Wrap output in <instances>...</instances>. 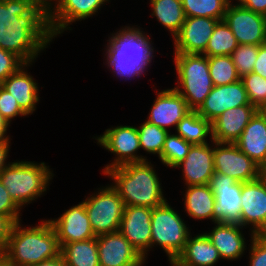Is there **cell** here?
Wrapping results in <instances>:
<instances>
[{
	"instance_id": "obj_1",
	"label": "cell",
	"mask_w": 266,
	"mask_h": 266,
	"mask_svg": "<svg viewBox=\"0 0 266 266\" xmlns=\"http://www.w3.org/2000/svg\"><path fill=\"white\" fill-rule=\"evenodd\" d=\"M50 4L35 0H0V48L31 64L54 38L49 26Z\"/></svg>"
},
{
	"instance_id": "obj_2",
	"label": "cell",
	"mask_w": 266,
	"mask_h": 266,
	"mask_svg": "<svg viewBox=\"0 0 266 266\" xmlns=\"http://www.w3.org/2000/svg\"><path fill=\"white\" fill-rule=\"evenodd\" d=\"M104 174L112 178V186L125 206H146L153 209L167 201L158 175L148 160L113 167Z\"/></svg>"
},
{
	"instance_id": "obj_3",
	"label": "cell",
	"mask_w": 266,
	"mask_h": 266,
	"mask_svg": "<svg viewBox=\"0 0 266 266\" xmlns=\"http://www.w3.org/2000/svg\"><path fill=\"white\" fill-rule=\"evenodd\" d=\"M35 227L21 228L17 221L8 238L3 255L14 266H32L61 255V247L49 220Z\"/></svg>"
},
{
	"instance_id": "obj_4",
	"label": "cell",
	"mask_w": 266,
	"mask_h": 266,
	"mask_svg": "<svg viewBox=\"0 0 266 266\" xmlns=\"http://www.w3.org/2000/svg\"><path fill=\"white\" fill-rule=\"evenodd\" d=\"M142 29L126 26L111 34L106 64L123 79L139 77L152 62L154 47Z\"/></svg>"
},
{
	"instance_id": "obj_5",
	"label": "cell",
	"mask_w": 266,
	"mask_h": 266,
	"mask_svg": "<svg viewBox=\"0 0 266 266\" xmlns=\"http://www.w3.org/2000/svg\"><path fill=\"white\" fill-rule=\"evenodd\" d=\"M53 175L44 162H8L0 173V181L21 208L46 192Z\"/></svg>"
},
{
	"instance_id": "obj_6",
	"label": "cell",
	"mask_w": 266,
	"mask_h": 266,
	"mask_svg": "<svg viewBox=\"0 0 266 266\" xmlns=\"http://www.w3.org/2000/svg\"><path fill=\"white\" fill-rule=\"evenodd\" d=\"M174 56L179 84L174 89L184 98L190 110L197 111L214 87L208 57L187 53H174Z\"/></svg>"
},
{
	"instance_id": "obj_7",
	"label": "cell",
	"mask_w": 266,
	"mask_h": 266,
	"mask_svg": "<svg viewBox=\"0 0 266 266\" xmlns=\"http://www.w3.org/2000/svg\"><path fill=\"white\" fill-rule=\"evenodd\" d=\"M189 236L184 220L167 201L152 209L151 249L154 244L161 246L170 263L182 252Z\"/></svg>"
},
{
	"instance_id": "obj_8",
	"label": "cell",
	"mask_w": 266,
	"mask_h": 266,
	"mask_svg": "<svg viewBox=\"0 0 266 266\" xmlns=\"http://www.w3.org/2000/svg\"><path fill=\"white\" fill-rule=\"evenodd\" d=\"M83 202L95 236L119 231L125 204L112 185Z\"/></svg>"
},
{
	"instance_id": "obj_9",
	"label": "cell",
	"mask_w": 266,
	"mask_h": 266,
	"mask_svg": "<svg viewBox=\"0 0 266 266\" xmlns=\"http://www.w3.org/2000/svg\"><path fill=\"white\" fill-rule=\"evenodd\" d=\"M95 139L104 149L116 155L114 161L104 167L103 173L113 167L148 160L142 155H137V151L140 149L137 127L122 125L112 127Z\"/></svg>"
},
{
	"instance_id": "obj_10",
	"label": "cell",
	"mask_w": 266,
	"mask_h": 266,
	"mask_svg": "<svg viewBox=\"0 0 266 266\" xmlns=\"http://www.w3.org/2000/svg\"><path fill=\"white\" fill-rule=\"evenodd\" d=\"M209 186L215 196L213 222L239 224L242 182L214 172Z\"/></svg>"
},
{
	"instance_id": "obj_11",
	"label": "cell",
	"mask_w": 266,
	"mask_h": 266,
	"mask_svg": "<svg viewBox=\"0 0 266 266\" xmlns=\"http://www.w3.org/2000/svg\"><path fill=\"white\" fill-rule=\"evenodd\" d=\"M223 20L233 32L239 45H263L266 43V20L263 14L228 4Z\"/></svg>"
},
{
	"instance_id": "obj_12",
	"label": "cell",
	"mask_w": 266,
	"mask_h": 266,
	"mask_svg": "<svg viewBox=\"0 0 266 266\" xmlns=\"http://www.w3.org/2000/svg\"><path fill=\"white\" fill-rule=\"evenodd\" d=\"M211 142L215 144L213 145L215 172L242 183L258 179V165L235 143Z\"/></svg>"
},
{
	"instance_id": "obj_13",
	"label": "cell",
	"mask_w": 266,
	"mask_h": 266,
	"mask_svg": "<svg viewBox=\"0 0 266 266\" xmlns=\"http://www.w3.org/2000/svg\"><path fill=\"white\" fill-rule=\"evenodd\" d=\"M55 0H50V2ZM58 1V2H57ZM108 0H56L54 7L53 2L48 7L49 26L55 37L66 29L68 25L75 21L85 20L87 17L95 15L103 4Z\"/></svg>"
},
{
	"instance_id": "obj_14",
	"label": "cell",
	"mask_w": 266,
	"mask_h": 266,
	"mask_svg": "<svg viewBox=\"0 0 266 266\" xmlns=\"http://www.w3.org/2000/svg\"><path fill=\"white\" fill-rule=\"evenodd\" d=\"M239 224L251 225L255 235L266 234V186L256 179L242 183Z\"/></svg>"
},
{
	"instance_id": "obj_15",
	"label": "cell",
	"mask_w": 266,
	"mask_h": 266,
	"mask_svg": "<svg viewBox=\"0 0 266 266\" xmlns=\"http://www.w3.org/2000/svg\"><path fill=\"white\" fill-rule=\"evenodd\" d=\"M151 216L152 208L150 207L125 206L119 227V232L145 260L151 248Z\"/></svg>"
},
{
	"instance_id": "obj_16",
	"label": "cell",
	"mask_w": 266,
	"mask_h": 266,
	"mask_svg": "<svg viewBox=\"0 0 266 266\" xmlns=\"http://www.w3.org/2000/svg\"><path fill=\"white\" fill-rule=\"evenodd\" d=\"M96 237L100 266H136L144 264L145 258L119 231Z\"/></svg>"
},
{
	"instance_id": "obj_17",
	"label": "cell",
	"mask_w": 266,
	"mask_h": 266,
	"mask_svg": "<svg viewBox=\"0 0 266 266\" xmlns=\"http://www.w3.org/2000/svg\"><path fill=\"white\" fill-rule=\"evenodd\" d=\"M219 20L210 17H186L174 39V53L203 54Z\"/></svg>"
},
{
	"instance_id": "obj_18",
	"label": "cell",
	"mask_w": 266,
	"mask_h": 266,
	"mask_svg": "<svg viewBox=\"0 0 266 266\" xmlns=\"http://www.w3.org/2000/svg\"><path fill=\"white\" fill-rule=\"evenodd\" d=\"M249 103L245 87L240 79L231 84L214 86L197 112L212 123L226 110Z\"/></svg>"
},
{
	"instance_id": "obj_19",
	"label": "cell",
	"mask_w": 266,
	"mask_h": 266,
	"mask_svg": "<svg viewBox=\"0 0 266 266\" xmlns=\"http://www.w3.org/2000/svg\"><path fill=\"white\" fill-rule=\"evenodd\" d=\"M49 222L55 230L60 247L96 237L83 201L66 210L58 219H51Z\"/></svg>"
},
{
	"instance_id": "obj_20",
	"label": "cell",
	"mask_w": 266,
	"mask_h": 266,
	"mask_svg": "<svg viewBox=\"0 0 266 266\" xmlns=\"http://www.w3.org/2000/svg\"><path fill=\"white\" fill-rule=\"evenodd\" d=\"M157 97L146 121L164 130L177 126L181 119L191 110L184 98L174 89L156 92Z\"/></svg>"
},
{
	"instance_id": "obj_21",
	"label": "cell",
	"mask_w": 266,
	"mask_h": 266,
	"mask_svg": "<svg viewBox=\"0 0 266 266\" xmlns=\"http://www.w3.org/2000/svg\"><path fill=\"white\" fill-rule=\"evenodd\" d=\"M209 145H192L185 159L175 167L182 169L186 186L209 184L215 172L214 148Z\"/></svg>"
},
{
	"instance_id": "obj_22",
	"label": "cell",
	"mask_w": 266,
	"mask_h": 266,
	"mask_svg": "<svg viewBox=\"0 0 266 266\" xmlns=\"http://www.w3.org/2000/svg\"><path fill=\"white\" fill-rule=\"evenodd\" d=\"M257 111L250 103L226 110L211 123V140L235 143Z\"/></svg>"
},
{
	"instance_id": "obj_23",
	"label": "cell",
	"mask_w": 266,
	"mask_h": 266,
	"mask_svg": "<svg viewBox=\"0 0 266 266\" xmlns=\"http://www.w3.org/2000/svg\"><path fill=\"white\" fill-rule=\"evenodd\" d=\"M209 233H205L219 251L221 259L236 260L242 257L246 250L245 238L240 229L243 227L235 223L216 222Z\"/></svg>"
},
{
	"instance_id": "obj_24",
	"label": "cell",
	"mask_w": 266,
	"mask_h": 266,
	"mask_svg": "<svg viewBox=\"0 0 266 266\" xmlns=\"http://www.w3.org/2000/svg\"><path fill=\"white\" fill-rule=\"evenodd\" d=\"M30 64H23L15 73L11 74L0 85L16 99L20 108L31 115L39 102V87L33 77L27 73L26 67Z\"/></svg>"
},
{
	"instance_id": "obj_25",
	"label": "cell",
	"mask_w": 266,
	"mask_h": 266,
	"mask_svg": "<svg viewBox=\"0 0 266 266\" xmlns=\"http://www.w3.org/2000/svg\"><path fill=\"white\" fill-rule=\"evenodd\" d=\"M235 144L257 165L266 160V117L261 110L255 113Z\"/></svg>"
},
{
	"instance_id": "obj_26",
	"label": "cell",
	"mask_w": 266,
	"mask_h": 266,
	"mask_svg": "<svg viewBox=\"0 0 266 266\" xmlns=\"http://www.w3.org/2000/svg\"><path fill=\"white\" fill-rule=\"evenodd\" d=\"M221 259L219 251L205 233L188 237L182 252L171 266H213Z\"/></svg>"
},
{
	"instance_id": "obj_27",
	"label": "cell",
	"mask_w": 266,
	"mask_h": 266,
	"mask_svg": "<svg viewBox=\"0 0 266 266\" xmlns=\"http://www.w3.org/2000/svg\"><path fill=\"white\" fill-rule=\"evenodd\" d=\"M184 209L188 216L195 219L213 221L215 196L209 184L186 186Z\"/></svg>"
},
{
	"instance_id": "obj_28",
	"label": "cell",
	"mask_w": 266,
	"mask_h": 266,
	"mask_svg": "<svg viewBox=\"0 0 266 266\" xmlns=\"http://www.w3.org/2000/svg\"><path fill=\"white\" fill-rule=\"evenodd\" d=\"M61 255L65 266H100L97 237L64 244Z\"/></svg>"
},
{
	"instance_id": "obj_29",
	"label": "cell",
	"mask_w": 266,
	"mask_h": 266,
	"mask_svg": "<svg viewBox=\"0 0 266 266\" xmlns=\"http://www.w3.org/2000/svg\"><path fill=\"white\" fill-rule=\"evenodd\" d=\"M150 5L153 9L151 16H156L160 24L168 29L174 38L186 19L181 0H150Z\"/></svg>"
},
{
	"instance_id": "obj_30",
	"label": "cell",
	"mask_w": 266,
	"mask_h": 266,
	"mask_svg": "<svg viewBox=\"0 0 266 266\" xmlns=\"http://www.w3.org/2000/svg\"><path fill=\"white\" fill-rule=\"evenodd\" d=\"M177 135L192 145L208 143L206 137H211V123L200 116L197 111L191 110L176 126Z\"/></svg>"
},
{
	"instance_id": "obj_31",
	"label": "cell",
	"mask_w": 266,
	"mask_h": 266,
	"mask_svg": "<svg viewBox=\"0 0 266 266\" xmlns=\"http://www.w3.org/2000/svg\"><path fill=\"white\" fill-rule=\"evenodd\" d=\"M239 46L233 32L224 20L218 21L212 36L209 39L207 48L203 53L207 57L228 55Z\"/></svg>"
},
{
	"instance_id": "obj_32",
	"label": "cell",
	"mask_w": 266,
	"mask_h": 266,
	"mask_svg": "<svg viewBox=\"0 0 266 266\" xmlns=\"http://www.w3.org/2000/svg\"><path fill=\"white\" fill-rule=\"evenodd\" d=\"M231 0H181L186 17H210L223 20Z\"/></svg>"
},
{
	"instance_id": "obj_33",
	"label": "cell",
	"mask_w": 266,
	"mask_h": 266,
	"mask_svg": "<svg viewBox=\"0 0 266 266\" xmlns=\"http://www.w3.org/2000/svg\"><path fill=\"white\" fill-rule=\"evenodd\" d=\"M209 74L214 86H222L240 80L233 59L228 55L208 57Z\"/></svg>"
},
{
	"instance_id": "obj_34",
	"label": "cell",
	"mask_w": 266,
	"mask_h": 266,
	"mask_svg": "<svg viewBox=\"0 0 266 266\" xmlns=\"http://www.w3.org/2000/svg\"><path fill=\"white\" fill-rule=\"evenodd\" d=\"M169 132V130H164L145 121L138 128L140 149L142 148L149 154H158V157H160Z\"/></svg>"
},
{
	"instance_id": "obj_35",
	"label": "cell",
	"mask_w": 266,
	"mask_h": 266,
	"mask_svg": "<svg viewBox=\"0 0 266 266\" xmlns=\"http://www.w3.org/2000/svg\"><path fill=\"white\" fill-rule=\"evenodd\" d=\"M192 144L175 134H168L165 139L162 153L159 157L167 167L175 168L188 155Z\"/></svg>"
},
{
	"instance_id": "obj_36",
	"label": "cell",
	"mask_w": 266,
	"mask_h": 266,
	"mask_svg": "<svg viewBox=\"0 0 266 266\" xmlns=\"http://www.w3.org/2000/svg\"><path fill=\"white\" fill-rule=\"evenodd\" d=\"M250 104L261 110L266 106V78L251 72L240 78Z\"/></svg>"
},
{
	"instance_id": "obj_37",
	"label": "cell",
	"mask_w": 266,
	"mask_h": 266,
	"mask_svg": "<svg viewBox=\"0 0 266 266\" xmlns=\"http://www.w3.org/2000/svg\"><path fill=\"white\" fill-rule=\"evenodd\" d=\"M258 50L259 46L257 45L243 44L233 51L231 57L240 78L253 72Z\"/></svg>"
},
{
	"instance_id": "obj_38",
	"label": "cell",
	"mask_w": 266,
	"mask_h": 266,
	"mask_svg": "<svg viewBox=\"0 0 266 266\" xmlns=\"http://www.w3.org/2000/svg\"><path fill=\"white\" fill-rule=\"evenodd\" d=\"M0 114L10 124L14 117L27 116L20 108L15 98L0 85Z\"/></svg>"
},
{
	"instance_id": "obj_39",
	"label": "cell",
	"mask_w": 266,
	"mask_h": 266,
	"mask_svg": "<svg viewBox=\"0 0 266 266\" xmlns=\"http://www.w3.org/2000/svg\"><path fill=\"white\" fill-rule=\"evenodd\" d=\"M250 266H266V234L251 233Z\"/></svg>"
},
{
	"instance_id": "obj_40",
	"label": "cell",
	"mask_w": 266,
	"mask_h": 266,
	"mask_svg": "<svg viewBox=\"0 0 266 266\" xmlns=\"http://www.w3.org/2000/svg\"><path fill=\"white\" fill-rule=\"evenodd\" d=\"M25 64L14 53L0 48V84Z\"/></svg>"
},
{
	"instance_id": "obj_41",
	"label": "cell",
	"mask_w": 266,
	"mask_h": 266,
	"mask_svg": "<svg viewBox=\"0 0 266 266\" xmlns=\"http://www.w3.org/2000/svg\"><path fill=\"white\" fill-rule=\"evenodd\" d=\"M21 208L13 201L0 181V216L8 217L13 223L20 221Z\"/></svg>"
},
{
	"instance_id": "obj_42",
	"label": "cell",
	"mask_w": 266,
	"mask_h": 266,
	"mask_svg": "<svg viewBox=\"0 0 266 266\" xmlns=\"http://www.w3.org/2000/svg\"><path fill=\"white\" fill-rule=\"evenodd\" d=\"M13 222L5 216H0V254H3L10 236Z\"/></svg>"
},
{
	"instance_id": "obj_43",
	"label": "cell",
	"mask_w": 266,
	"mask_h": 266,
	"mask_svg": "<svg viewBox=\"0 0 266 266\" xmlns=\"http://www.w3.org/2000/svg\"><path fill=\"white\" fill-rule=\"evenodd\" d=\"M253 72L266 78V43L259 46Z\"/></svg>"
},
{
	"instance_id": "obj_44",
	"label": "cell",
	"mask_w": 266,
	"mask_h": 266,
	"mask_svg": "<svg viewBox=\"0 0 266 266\" xmlns=\"http://www.w3.org/2000/svg\"><path fill=\"white\" fill-rule=\"evenodd\" d=\"M238 3L253 12L265 14L266 12V0H236Z\"/></svg>"
},
{
	"instance_id": "obj_45",
	"label": "cell",
	"mask_w": 266,
	"mask_h": 266,
	"mask_svg": "<svg viewBox=\"0 0 266 266\" xmlns=\"http://www.w3.org/2000/svg\"><path fill=\"white\" fill-rule=\"evenodd\" d=\"M10 141L7 143H0V173L3 171V169L8 165L5 161L8 158L9 153V146Z\"/></svg>"
},
{
	"instance_id": "obj_46",
	"label": "cell",
	"mask_w": 266,
	"mask_h": 266,
	"mask_svg": "<svg viewBox=\"0 0 266 266\" xmlns=\"http://www.w3.org/2000/svg\"><path fill=\"white\" fill-rule=\"evenodd\" d=\"M9 125L6 119L0 114V143H7L10 140L9 136L5 135Z\"/></svg>"
},
{
	"instance_id": "obj_47",
	"label": "cell",
	"mask_w": 266,
	"mask_h": 266,
	"mask_svg": "<svg viewBox=\"0 0 266 266\" xmlns=\"http://www.w3.org/2000/svg\"><path fill=\"white\" fill-rule=\"evenodd\" d=\"M32 266H65V263L62 255H59L58 257L45 260Z\"/></svg>"
},
{
	"instance_id": "obj_48",
	"label": "cell",
	"mask_w": 266,
	"mask_h": 266,
	"mask_svg": "<svg viewBox=\"0 0 266 266\" xmlns=\"http://www.w3.org/2000/svg\"><path fill=\"white\" fill-rule=\"evenodd\" d=\"M258 179L266 186V160L258 165Z\"/></svg>"
},
{
	"instance_id": "obj_49",
	"label": "cell",
	"mask_w": 266,
	"mask_h": 266,
	"mask_svg": "<svg viewBox=\"0 0 266 266\" xmlns=\"http://www.w3.org/2000/svg\"><path fill=\"white\" fill-rule=\"evenodd\" d=\"M0 266H14L3 254H0Z\"/></svg>"
},
{
	"instance_id": "obj_50",
	"label": "cell",
	"mask_w": 266,
	"mask_h": 266,
	"mask_svg": "<svg viewBox=\"0 0 266 266\" xmlns=\"http://www.w3.org/2000/svg\"><path fill=\"white\" fill-rule=\"evenodd\" d=\"M38 4H50V0H35Z\"/></svg>"
},
{
	"instance_id": "obj_51",
	"label": "cell",
	"mask_w": 266,
	"mask_h": 266,
	"mask_svg": "<svg viewBox=\"0 0 266 266\" xmlns=\"http://www.w3.org/2000/svg\"><path fill=\"white\" fill-rule=\"evenodd\" d=\"M261 111L263 112V114H264L265 117H266V106H265L264 108H262Z\"/></svg>"
}]
</instances>
